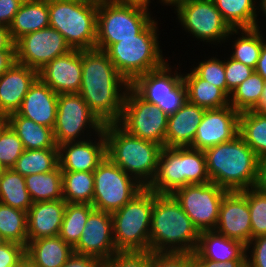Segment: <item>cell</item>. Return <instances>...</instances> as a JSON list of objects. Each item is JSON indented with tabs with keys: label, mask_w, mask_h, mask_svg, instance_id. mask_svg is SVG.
Segmentation results:
<instances>
[{
	"label": "cell",
	"mask_w": 266,
	"mask_h": 267,
	"mask_svg": "<svg viewBox=\"0 0 266 267\" xmlns=\"http://www.w3.org/2000/svg\"><path fill=\"white\" fill-rule=\"evenodd\" d=\"M129 87L130 83L105 51L82 50V83L78 94L103 124L120 121Z\"/></svg>",
	"instance_id": "obj_1"
},
{
	"label": "cell",
	"mask_w": 266,
	"mask_h": 267,
	"mask_svg": "<svg viewBox=\"0 0 266 267\" xmlns=\"http://www.w3.org/2000/svg\"><path fill=\"white\" fill-rule=\"evenodd\" d=\"M199 231L172 194L153 192L149 250L193 253Z\"/></svg>",
	"instance_id": "obj_2"
},
{
	"label": "cell",
	"mask_w": 266,
	"mask_h": 267,
	"mask_svg": "<svg viewBox=\"0 0 266 267\" xmlns=\"http://www.w3.org/2000/svg\"><path fill=\"white\" fill-rule=\"evenodd\" d=\"M212 183L232 191L254 188L259 158L238 134L234 139L204 151Z\"/></svg>",
	"instance_id": "obj_3"
},
{
	"label": "cell",
	"mask_w": 266,
	"mask_h": 267,
	"mask_svg": "<svg viewBox=\"0 0 266 267\" xmlns=\"http://www.w3.org/2000/svg\"><path fill=\"white\" fill-rule=\"evenodd\" d=\"M106 156L147 187L153 180L162 146L129 134L118 123L104 124Z\"/></svg>",
	"instance_id": "obj_4"
},
{
	"label": "cell",
	"mask_w": 266,
	"mask_h": 267,
	"mask_svg": "<svg viewBox=\"0 0 266 267\" xmlns=\"http://www.w3.org/2000/svg\"><path fill=\"white\" fill-rule=\"evenodd\" d=\"M211 182L204 151L186 147H162L156 174L147 186L156 194H173L190 184Z\"/></svg>",
	"instance_id": "obj_5"
},
{
	"label": "cell",
	"mask_w": 266,
	"mask_h": 267,
	"mask_svg": "<svg viewBox=\"0 0 266 267\" xmlns=\"http://www.w3.org/2000/svg\"><path fill=\"white\" fill-rule=\"evenodd\" d=\"M157 24L154 19L135 38L120 39L105 51L130 84L138 76L156 70L167 62L160 49Z\"/></svg>",
	"instance_id": "obj_6"
},
{
	"label": "cell",
	"mask_w": 266,
	"mask_h": 267,
	"mask_svg": "<svg viewBox=\"0 0 266 267\" xmlns=\"http://www.w3.org/2000/svg\"><path fill=\"white\" fill-rule=\"evenodd\" d=\"M149 10L138 3L102 0L98 4L95 48L106 51L120 39L135 38L154 20Z\"/></svg>",
	"instance_id": "obj_7"
},
{
	"label": "cell",
	"mask_w": 266,
	"mask_h": 267,
	"mask_svg": "<svg viewBox=\"0 0 266 267\" xmlns=\"http://www.w3.org/2000/svg\"><path fill=\"white\" fill-rule=\"evenodd\" d=\"M153 191L144 187L122 208L111 213L118 251L149 250Z\"/></svg>",
	"instance_id": "obj_8"
},
{
	"label": "cell",
	"mask_w": 266,
	"mask_h": 267,
	"mask_svg": "<svg viewBox=\"0 0 266 267\" xmlns=\"http://www.w3.org/2000/svg\"><path fill=\"white\" fill-rule=\"evenodd\" d=\"M49 26L74 50L95 48L98 4L48 0Z\"/></svg>",
	"instance_id": "obj_9"
},
{
	"label": "cell",
	"mask_w": 266,
	"mask_h": 267,
	"mask_svg": "<svg viewBox=\"0 0 266 267\" xmlns=\"http://www.w3.org/2000/svg\"><path fill=\"white\" fill-rule=\"evenodd\" d=\"M171 67L167 61L162 67L138 76L130 84L143 99L155 104L168 116L188 101L183 75L177 70L173 72Z\"/></svg>",
	"instance_id": "obj_10"
},
{
	"label": "cell",
	"mask_w": 266,
	"mask_h": 267,
	"mask_svg": "<svg viewBox=\"0 0 266 267\" xmlns=\"http://www.w3.org/2000/svg\"><path fill=\"white\" fill-rule=\"evenodd\" d=\"M174 6L180 25L193 38L215 45L237 34V29H231L223 20L213 0H181Z\"/></svg>",
	"instance_id": "obj_11"
},
{
	"label": "cell",
	"mask_w": 266,
	"mask_h": 267,
	"mask_svg": "<svg viewBox=\"0 0 266 267\" xmlns=\"http://www.w3.org/2000/svg\"><path fill=\"white\" fill-rule=\"evenodd\" d=\"M93 174L92 206L100 211L112 213L122 208L144 188L134 177L114 164L107 156L93 171Z\"/></svg>",
	"instance_id": "obj_12"
},
{
	"label": "cell",
	"mask_w": 266,
	"mask_h": 267,
	"mask_svg": "<svg viewBox=\"0 0 266 267\" xmlns=\"http://www.w3.org/2000/svg\"><path fill=\"white\" fill-rule=\"evenodd\" d=\"M103 128L104 124L90 110L80 94H58L56 121L53 127L57 146L85 140L84 137L89 133L88 137L92 136L91 131L93 134H99ZM85 131L87 136L84 134Z\"/></svg>",
	"instance_id": "obj_13"
},
{
	"label": "cell",
	"mask_w": 266,
	"mask_h": 267,
	"mask_svg": "<svg viewBox=\"0 0 266 267\" xmlns=\"http://www.w3.org/2000/svg\"><path fill=\"white\" fill-rule=\"evenodd\" d=\"M168 115L128 88L123 113L118 124L129 134L165 146Z\"/></svg>",
	"instance_id": "obj_14"
},
{
	"label": "cell",
	"mask_w": 266,
	"mask_h": 267,
	"mask_svg": "<svg viewBox=\"0 0 266 267\" xmlns=\"http://www.w3.org/2000/svg\"><path fill=\"white\" fill-rule=\"evenodd\" d=\"M227 192L215 183L208 182L181 187L172 195L195 228L203 232L216 228L222 199Z\"/></svg>",
	"instance_id": "obj_15"
},
{
	"label": "cell",
	"mask_w": 266,
	"mask_h": 267,
	"mask_svg": "<svg viewBox=\"0 0 266 267\" xmlns=\"http://www.w3.org/2000/svg\"><path fill=\"white\" fill-rule=\"evenodd\" d=\"M71 50L63 35L50 26L26 34L15 42L16 62L37 71Z\"/></svg>",
	"instance_id": "obj_16"
},
{
	"label": "cell",
	"mask_w": 266,
	"mask_h": 267,
	"mask_svg": "<svg viewBox=\"0 0 266 267\" xmlns=\"http://www.w3.org/2000/svg\"><path fill=\"white\" fill-rule=\"evenodd\" d=\"M239 115L240 112L231 105L206 109L193 143L189 147L205 151L234 139L239 133Z\"/></svg>",
	"instance_id": "obj_17"
},
{
	"label": "cell",
	"mask_w": 266,
	"mask_h": 267,
	"mask_svg": "<svg viewBox=\"0 0 266 267\" xmlns=\"http://www.w3.org/2000/svg\"><path fill=\"white\" fill-rule=\"evenodd\" d=\"M73 249L76 253L97 257L102 262L117 252L111 213L94 209L89 214L81 237Z\"/></svg>",
	"instance_id": "obj_18"
},
{
	"label": "cell",
	"mask_w": 266,
	"mask_h": 267,
	"mask_svg": "<svg viewBox=\"0 0 266 267\" xmlns=\"http://www.w3.org/2000/svg\"><path fill=\"white\" fill-rule=\"evenodd\" d=\"M214 230L245 246L251 241L250 210L246 197L240 191L227 192L224 195Z\"/></svg>",
	"instance_id": "obj_19"
},
{
	"label": "cell",
	"mask_w": 266,
	"mask_h": 267,
	"mask_svg": "<svg viewBox=\"0 0 266 267\" xmlns=\"http://www.w3.org/2000/svg\"><path fill=\"white\" fill-rule=\"evenodd\" d=\"M38 77L57 94L78 93L82 83V50L72 49L38 71Z\"/></svg>",
	"instance_id": "obj_20"
},
{
	"label": "cell",
	"mask_w": 266,
	"mask_h": 267,
	"mask_svg": "<svg viewBox=\"0 0 266 267\" xmlns=\"http://www.w3.org/2000/svg\"><path fill=\"white\" fill-rule=\"evenodd\" d=\"M96 137V138H95ZM82 141L67 142L58 146L61 171L93 172L106 157L104 132ZM98 137V138H97ZM97 140V141H96Z\"/></svg>",
	"instance_id": "obj_21"
},
{
	"label": "cell",
	"mask_w": 266,
	"mask_h": 267,
	"mask_svg": "<svg viewBox=\"0 0 266 267\" xmlns=\"http://www.w3.org/2000/svg\"><path fill=\"white\" fill-rule=\"evenodd\" d=\"M38 78V71L15 63L0 76V119L16 113L30 86Z\"/></svg>",
	"instance_id": "obj_22"
},
{
	"label": "cell",
	"mask_w": 266,
	"mask_h": 267,
	"mask_svg": "<svg viewBox=\"0 0 266 267\" xmlns=\"http://www.w3.org/2000/svg\"><path fill=\"white\" fill-rule=\"evenodd\" d=\"M57 103L58 94L38 77L30 86L17 113L35 123L53 129Z\"/></svg>",
	"instance_id": "obj_23"
},
{
	"label": "cell",
	"mask_w": 266,
	"mask_h": 267,
	"mask_svg": "<svg viewBox=\"0 0 266 267\" xmlns=\"http://www.w3.org/2000/svg\"><path fill=\"white\" fill-rule=\"evenodd\" d=\"M66 201L34 202L27 211L28 243L41 238L58 236L66 208Z\"/></svg>",
	"instance_id": "obj_24"
},
{
	"label": "cell",
	"mask_w": 266,
	"mask_h": 267,
	"mask_svg": "<svg viewBox=\"0 0 266 267\" xmlns=\"http://www.w3.org/2000/svg\"><path fill=\"white\" fill-rule=\"evenodd\" d=\"M205 110L187 101L176 113L168 116L165 147L190 146Z\"/></svg>",
	"instance_id": "obj_25"
},
{
	"label": "cell",
	"mask_w": 266,
	"mask_h": 267,
	"mask_svg": "<svg viewBox=\"0 0 266 267\" xmlns=\"http://www.w3.org/2000/svg\"><path fill=\"white\" fill-rule=\"evenodd\" d=\"M192 255L193 259H209L216 262L246 260V246L215 230L203 231L199 233V243Z\"/></svg>",
	"instance_id": "obj_26"
},
{
	"label": "cell",
	"mask_w": 266,
	"mask_h": 267,
	"mask_svg": "<svg viewBox=\"0 0 266 267\" xmlns=\"http://www.w3.org/2000/svg\"><path fill=\"white\" fill-rule=\"evenodd\" d=\"M74 249L59 235L30 241L25 248V259L34 267H62Z\"/></svg>",
	"instance_id": "obj_27"
},
{
	"label": "cell",
	"mask_w": 266,
	"mask_h": 267,
	"mask_svg": "<svg viewBox=\"0 0 266 267\" xmlns=\"http://www.w3.org/2000/svg\"><path fill=\"white\" fill-rule=\"evenodd\" d=\"M49 27L48 0H24L9 26L14 42L26 34Z\"/></svg>",
	"instance_id": "obj_28"
},
{
	"label": "cell",
	"mask_w": 266,
	"mask_h": 267,
	"mask_svg": "<svg viewBox=\"0 0 266 267\" xmlns=\"http://www.w3.org/2000/svg\"><path fill=\"white\" fill-rule=\"evenodd\" d=\"M4 121L20 138L25 149L58 148L53 129L20 116L17 112L8 115Z\"/></svg>",
	"instance_id": "obj_29"
},
{
	"label": "cell",
	"mask_w": 266,
	"mask_h": 267,
	"mask_svg": "<svg viewBox=\"0 0 266 267\" xmlns=\"http://www.w3.org/2000/svg\"><path fill=\"white\" fill-rule=\"evenodd\" d=\"M190 103L205 109H218L230 105L229 96L220 88L201 79L193 70L183 74Z\"/></svg>",
	"instance_id": "obj_30"
},
{
	"label": "cell",
	"mask_w": 266,
	"mask_h": 267,
	"mask_svg": "<svg viewBox=\"0 0 266 267\" xmlns=\"http://www.w3.org/2000/svg\"><path fill=\"white\" fill-rule=\"evenodd\" d=\"M223 20L231 29L260 30L257 19V0H213Z\"/></svg>",
	"instance_id": "obj_31"
},
{
	"label": "cell",
	"mask_w": 266,
	"mask_h": 267,
	"mask_svg": "<svg viewBox=\"0 0 266 267\" xmlns=\"http://www.w3.org/2000/svg\"><path fill=\"white\" fill-rule=\"evenodd\" d=\"M238 134L259 159L266 157V112H240Z\"/></svg>",
	"instance_id": "obj_32"
},
{
	"label": "cell",
	"mask_w": 266,
	"mask_h": 267,
	"mask_svg": "<svg viewBox=\"0 0 266 267\" xmlns=\"http://www.w3.org/2000/svg\"><path fill=\"white\" fill-rule=\"evenodd\" d=\"M0 203L25 212L33 204L26 188L25 177L12 168L0 172Z\"/></svg>",
	"instance_id": "obj_33"
},
{
	"label": "cell",
	"mask_w": 266,
	"mask_h": 267,
	"mask_svg": "<svg viewBox=\"0 0 266 267\" xmlns=\"http://www.w3.org/2000/svg\"><path fill=\"white\" fill-rule=\"evenodd\" d=\"M25 182L33 203L63 199L62 171L60 166L51 172L25 176Z\"/></svg>",
	"instance_id": "obj_34"
},
{
	"label": "cell",
	"mask_w": 266,
	"mask_h": 267,
	"mask_svg": "<svg viewBox=\"0 0 266 267\" xmlns=\"http://www.w3.org/2000/svg\"><path fill=\"white\" fill-rule=\"evenodd\" d=\"M59 166V149H25L12 169L22 176L46 173Z\"/></svg>",
	"instance_id": "obj_35"
},
{
	"label": "cell",
	"mask_w": 266,
	"mask_h": 267,
	"mask_svg": "<svg viewBox=\"0 0 266 267\" xmlns=\"http://www.w3.org/2000/svg\"><path fill=\"white\" fill-rule=\"evenodd\" d=\"M63 200L67 203L91 204L94 195L93 172L62 171Z\"/></svg>",
	"instance_id": "obj_36"
},
{
	"label": "cell",
	"mask_w": 266,
	"mask_h": 267,
	"mask_svg": "<svg viewBox=\"0 0 266 267\" xmlns=\"http://www.w3.org/2000/svg\"><path fill=\"white\" fill-rule=\"evenodd\" d=\"M238 34L240 37L232 41L234 42L232 44V50H234L231 52L232 55H230V57L255 69L263 46V41L265 40L263 33L261 30L252 28L237 29L236 35Z\"/></svg>",
	"instance_id": "obj_37"
},
{
	"label": "cell",
	"mask_w": 266,
	"mask_h": 267,
	"mask_svg": "<svg viewBox=\"0 0 266 267\" xmlns=\"http://www.w3.org/2000/svg\"><path fill=\"white\" fill-rule=\"evenodd\" d=\"M0 236L6 242L18 243L26 248L27 212L0 203Z\"/></svg>",
	"instance_id": "obj_38"
},
{
	"label": "cell",
	"mask_w": 266,
	"mask_h": 267,
	"mask_svg": "<svg viewBox=\"0 0 266 267\" xmlns=\"http://www.w3.org/2000/svg\"><path fill=\"white\" fill-rule=\"evenodd\" d=\"M94 210L91 204L66 203L59 236L74 247L85 228L89 214Z\"/></svg>",
	"instance_id": "obj_39"
},
{
	"label": "cell",
	"mask_w": 266,
	"mask_h": 267,
	"mask_svg": "<svg viewBox=\"0 0 266 267\" xmlns=\"http://www.w3.org/2000/svg\"><path fill=\"white\" fill-rule=\"evenodd\" d=\"M265 83L266 81L254 72L230 94V105L239 112L253 110L260 102Z\"/></svg>",
	"instance_id": "obj_40"
},
{
	"label": "cell",
	"mask_w": 266,
	"mask_h": 267,
	"mask_svg": "<svg viewBox=\"0 0 266 267\" xmlns=\"http://www.w3.org/2000/svg\"><path fill=\"white\" fill-rule=\"evenodd\" d=\"M25 148L12 128L0 119V164L4 169L12 168Z\"/></svg>",
	"instance_id": "obj_41"
},
{
	"label": "cell",
	"mask_w": 266,
	"mask_h": 267,
	"mask_svg": "<svg viewBox=\"0 0 266 267\" xmlns=\"http://www.w3.org/2000/svg\"><path fill=\"white\" fill-rule=\"evenodd\" d=\"M248 201L252 239L266 235V194L255 187L240 191Z\"/></svg>",
	"instance_id": "obj_42"
},
{
	"label": "cell",
	"mask_w": 266,
	"mask_h": 267,
	"mask_svg": "<svg viewBox=\"0 0 266 267\" xmlns=\"http://www.w3.org/2000/svg\"><path fill=\"white\" fill-rule=\"evenodd\" d=\"M201 79L222 89L227 94L226 74L224 60L212 57L209 60H202L198 66L192 69Z\"/></svg>",
	"instance_id": "obj_43"
},
{
	"label": "cell",
	"mask_w": 266,
	"mask_h": 267,
	"mask_svg": "<svg viewBox=\"0 0 266 267\" xmlns=\"http://www.w3.org/2000/svg\"><path fill=\"white\" fill-rule=\"evenodd\" d=\"M151 258L150 250L117 251L103 262V267H149Z\"/></svg>",
	"instance_id": "obj_44"
},
{
	"label": "cell",
	"mask_w": 266,
	"mask_h": 267,
	"mask_svg": "<svg viewBox=\"0 0 266 267\" xmlns=\"http://www.w3.org/2000/svg\"><path fill=\"white\" fill-rule=\"evenodd\" d=\"M224 68L226 74V85H227V95L230 94L248 77H250L254 72L250 66L244 65L243 63L232 59L231 57L224 60Z\"/></svg>",
	"instance_id": "obj_45"
},
{
	"label": "cell",
	"mask_w": 266,
	"mask_h": 267,
	"mask_svg": "<svg viewBox=\"0 0 266 267\" xmlns=\"http://www.w3.org/2000/svg\"><path fill=\"white\" fill-rule=\"evenodd\" d=\"M149 267H194L192 253L152 252Z\"/></svg>",
	"instance_id": "obj_46"
},
{
	"label": "cell",
	"mask_w": 266,
	"mask_h": 267,
	"mask_svg": "<svg viewBox=\"0 0 266 267\" xmlns=\"http://www.w3.org/2000/svg\"><path fill=\"white\" fill-rule=\"evenodd\" d=\"M248 253L250 254V256ZM246 266L247 267H266V235L253 238L247 244Z\"/></svg>",
	"instance_id": "obj_47"
},
{
	"label": "cell",
	"mask_w": 266,
	"mask_h": 267,
	"mask_svg": "<svg viewBox=\"0 0 266 267\" xmlns=\"http://www.w3.org/2000/svg\"><path fill=\"white\" fill-rule=\"evenodd\" d=\"M25 260V247L14 242L0 246V267H18Z\"/></svg>",
	"instance_id": "obj_48"
},
{
	"label": "cell",
	"mask_w": 266,
	"mask_h": 267,
	"mask_svg": "<svg viewBox=\"0 0 266 267\" xmlns=\"http://www.w3.org/2000/svg\"><path fill=\"white\" fill-rule=\"evenodd\" d=\"M24 0H0V25L9 27Z\"/></svg>",
	"instance_id": "obj_49"
},
{
	"label": "cell",
	"mask_w": 266,
	"mask_h": 267,
	"mask_svg": "<svg viewBox=\"0 0 266 267\" xmlns=\"http://www.w3.org/2000/svg\"><path fill=\"white\" fill-rule=\"evenodd\" d=\"M62 267H103V262L97 257L73 252Z\"/></svg>",
	"instance_id": "obj_50"
},
{
	"label": "cell",
	"mask_w": 266,
	"mask_h": 267,
	"mask_svg": "<svg viewBox=\"0 0 266 267\" xmlns=\"http://www.w3.org/2000/svg\"><path fill=\"white\" fill-rule=\"evenodd\" d=\"M194 267H247L246 260L216 262L209 259H194Z\"/></svg>",
	"instance_id": "obj_51"
},
{
	"label": "cell",
	"mask_w": 266,
	"mask_h": 267,
	"mask_svg": "<svg viewBox=\"0 0 266 267\" xmlns=\"http://www.w3.org/2000/svg\"><path fill=\"white\" fill-rule=\"evenodd\" d=\"M15 63V50H0V76Z\"/></svg>",
	"instance_id": "obj_52"
},
{
	"label": "cell",
	"mask_w": 266,
	"mask_h": 267,
	"mask_svg": "<svg viewBox=\"0 0 266 267\" xmlns=\"http://www.w3.org/2000/svg\"><path fill=\"white\" fill-rule=\"evenodd\" d=\"M255 188L266 194V157L260 158L258 162V175Z\"/></svg>",
	"instance_id": "obj_53"
},
{
	"label": "cell",
	"mask_w": 266,
	"mask_h": 267,
	"mask_svg": "<svg viewBox=\"0 0 266 267\" xmlns=\"http://www.w3.org/2000/svg\"><path fill=\"white\" fill-rule=\"evenodd\" d=\"M0 50H15V42L11 37L9 27L0 25Z\"/></svg>",
	"instance_id": "obj_54"
},
{
	"label": "cell",
	"mask_w": 266,
	"mask_h": 267,
	"mask_svg": "<svg viewBox=\"0 0 266 267\" xmlns=\"http://www.w3.org/2000/svg\"><path fill=\"white\" fill-rule=\"evenodd\" d=\"M255 72L258 73L266 81V40L263 41V46L260 52V56L255 68Z\"/></svg>",
	"instance_id": "obj_55"
},
{
	"label": "cell",
	"mask_w": 266,
	"mask_h": 267,
	"mask_svg": "<svg viewBox=\"0 0 266 267\" xmlns=\"http://www.w3.org/2000/svg\"><path fill=\"white\" fill-rule=\"evenodd\" d=\"M253 110L258 112H266V83L264 84L260 102Z\"/></svg>",
	"instance_id": "obj_56"
},
{
	"label": "cell",
	"mask_w": 266,
	"mask_h": 267,
	"mask_svg": "<svg viewBox=\"0 0 266 267\" xmlns=\"http://www.w3.org/2000/svg\"><path fill=\"white\" fill-rule=\"evenodd\" d=\"M116 1L127 2V3H138V4H142V5L148 6V7H149V5L151 3V0H116Z\"/></svg>",
	"instance_id": "obj_57"
},
{
	"label": "cell",
	"mask_w": 266,
	"mask_h": 267,
	"mask_svg": "<svg viewBox=\"0 0 266 267\" xmlns=\"http://www.w3.org/2000/svg\"><path fill=\"white\" fill-rule=\"evenodd\" d=\"M260 2V4H259V6H260V8H259V6H258V13L260 12V11H263L262 13L264 14V15H262V16H265L266 17V0H260L259 1ZM266 19V18H265Z\"/></svg>",
	"instance_id": "obj_58"
},
{
	"label": "cell",
	"mask_w": 266,
	"mask_h": 267,
	"mask_svg": "<svg viewBox=\"0 0 266 267\" xmlns=\"http://www.w3.org/2000/svg\"><path fill=\"white\" fill-rule=\"evenodd\" d=\"M79 3H87V4H99L102 0H69Z\"/></svg>",
	"instance_id": "obj_59"
},
{
	"label": "cell",
	"mask_w": 266,
	"mask_h": 267,
	"mask_svg": "<svg viewBox=\"0 0 266 267\" xmlns=\"http://www.w3.org/2000/svg\"><path fill=\"white\" fill-rule=\"evenodd\" d=\"M160 3H163V6L167 5V6H174L177 2L181 1V0H159Z\"/></svg>",
	"instance_id": "obj_60"
},
{
	"label": "cell",
	"mask_w": 266,
	"mask_h": 267,
	"mask_svg": "<svg viewBox=\"0 0 266 267\" xmlns=\"http://www.w3.org/2000/svg\"><path fill=\"white\" fill-rule=\"evenodd\" d=\"M18 267H34L27 259H25Z\"/></svg>",
	"instance_id": "obj_61"
},
{
	"label": "cell",
	"mask_w": 266,
	"mask_h": 267,
	"mask_svg": "<svg viewBox=\"0 0 266 267\" xmlns=\"http://www.w3.org/2000/svg\"><path fill=\"white\" fill-rule=\"evenodd\" d=\"M6 241L0 236V246L4 244Z\"/></svg>",
	"instance_id": "obj_62"
},
{
	"label": "cell",
	"mask_w": 266,
	"mask_h": 267,
	"mask_svg": "<svg viewBox=\"0 0 266 267\" xmlns=\"http://www.w3.org/2000/svg\"><path fill=\"white\" fill-rule=\"evenodd\" d=\"M4 168L1 166V164H0V172L3 170Z\"/></svg>",
	"instance_id": "obj_63"
}]
</instances>
